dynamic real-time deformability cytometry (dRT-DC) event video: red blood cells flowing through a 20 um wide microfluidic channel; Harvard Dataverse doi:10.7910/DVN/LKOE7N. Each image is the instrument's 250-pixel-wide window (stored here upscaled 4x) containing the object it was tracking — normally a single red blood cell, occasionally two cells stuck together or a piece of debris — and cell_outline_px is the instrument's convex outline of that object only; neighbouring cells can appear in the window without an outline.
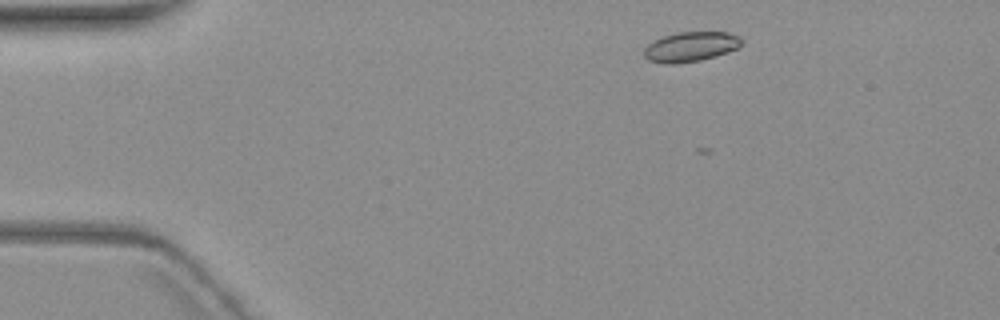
{"species": "common noctule bat (a hibernating species)", "species_latin": "Nyctalus noctula", "temperature_condition": "warm", "stored_images_in_passage": 4, "camera_frame_rate_fps": 3000, "um_per_image_px": 0.085, "animal": {"sex": "female", "body_mass_g": 19.3, "forearm_length_mm": 54.1}, "frame": {"image": 1, "passage_image": 2, "time_ms": 1.0, "image_size_px": [1000, 320], "cell_outline_px": [[744, 40], [736, 48], [728, 52], [716, 56], [700, 60], [672, 64], [664, 64], [648, 60], [644, 56], [644, 48], [652, 40], [660, 36], [676, 32], [728, 32], [740, 36]], "centroid_in_image_um": [58.67, 3.96], "position_along_channel_um": 26.3, "area_um2": 17.17}}